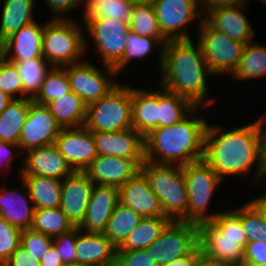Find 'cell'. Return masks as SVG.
I'll return each instance as SVG.
<instances>
[{"instance_id":"1","label":"cell","mask_w":266,"mask_h":266,"mask_svg":"<svg viewBox=\"0 0 266 266\" xmlns=\"http://www.w3.org/2000/svg\"><path fill=\"white\" fill-rule=\"evenodd\" d=\"M223 129L208 122L205 132L204 161L224 181L226 177H250L251 188L262 186L266 164L262 156L261 137L255 122ZM255 166V167H254Z\"/></svg>"},{"instance_id":"2","label":"cell","mask_w":266,"mask_h":266,"mask_svg":"<svg viewBox=\"0 0 266 266\" xmlns=\"http://www.w3.org/2000/svg\"><path fill=\"white\" fill-rule=\"evenodd\" d=\"M194 40H170L164 45L159 86L189 99L195 106L209 108L216 99L209 95L207 78L214 75Z\"/></svg>"},{"instance_id":"3","label":"cell","mask_w":266,"mask_h":266,"mask_svg":"<svg viewBox=\"0 0 266 266\" xmlns=\"http://www.w3.org/2000/svg\"><path fill=\"white\" fill-rule=\"evenodd\" d=\"M206 107L196 106L174 125L157 127L144 137L145 160L157 164L184 166L204 160ZM200 111V112H199ZM201 115V116H200Z\"/></svg>"},{"instance_id":"4","label":"cell","mask_w":266,"mask_h":266,"mask_svg":"<svg viewBox=\"0 0 266 266\" xmlns=\"http://www.w3.org/2000/svg\"><path fill=\"white\" fill-rule=\"evenodd\" d=\"M71 19L44 21L43 57L53 67H65L85 60L84 25Z\"/></svg>"},{"instance_id":"5","label":"cell","mask_w":266,"mask_h":266,"mask_svg":"<svg viewBox=\"0 0 266 266\" xmlns=\"http://www.w3.org/2000/svg\"><path fill=\"white\" fill-rule=\"evenodd\" d=\"M140 171L158 196L164 215L173 221L186 222L188 197L182 166L145 160Z\"/></svg>"},{"instance_id":"6","label":"cell","mask_w":266,"mask_h":266,"mask_svg":"<svg viewBox=\"0 0 266 266\" xmlns=\"http://www.w3.org/2000/svg\"><path fill=\"white\" fill-rule=\"evenodd\" d=\"M182 171L188 197L186 222L199 225L211 221L221 212L220 210L211 211L210 204L224 181L204 160L184 165Z\"/></svg>"},{"instance_id":"7","label":"cell","mask_w":266,"mask_h":266,"mask_svg":"<svg viewBox=\"0 0 266 266\" xmlns=\"http://www.w3.org/2000/svg\"><path fill=\"white\" fill-rule=\"evenodd\" d=\"M90 131H123L132 126V85L120 82L101 99L87 105L84 125Z\"/></svg>"},{"instance_id":"8","label":"cell","mask_w":266,"mask_h":266,"mask_svg":"<svg viewBox=\"0 0 266 266\" xmlns=\"http://www.w3.org/2000/svg\"><path fill=\"white\" fill-rule=\"evenodd\" d=\"M83 25L86 54L89 52V47L94 46L93 50L101 59V64L114 67L125 52L130 31L129 24L112 18H89ZM88 38L94 45H90L92 43Z\"/></svg>"},{"instance_id":"9","label":"cell","mask_w":266,"mask_h":266,"mask_svg":"<svg viewBox=\"0 0 266 266\" xmlns=\"http://www.w3.org/2000/svg\"><path fill=\"white\" fill-rule=\"evenodd\" d=\"M196 32V42L215 78L221 75L231 77L239 65L246 44L212 29L204 20Z\"/></svg>"},{"instance_id":"10","label":"cell","mask_w":266,"mask_h":266,"mask_svg":"<svg viewBox=\"0 0 266 266\" xmlns=\"http://www.w3.org/2000/svg\"><path fill=\"white\" fill-rule=\"evenodd\" d=\"M152 5L161 33L168 41L193 39L191 23L197 22L199 28L204 19L200 0H155Z\"/></svg>"},{"instance_id":"11","label":"cell","mask_w":266,"mask_h":266,"mask_svg":"<svg viewBox=\"0 0 266 266\" xmlns=\"http://www.w3.org/2000/svg\"><path fill=\"white\" fill-rule=\"evenodd\" d=\"M100 67L87 60L66 66L71 91L87 105L101 99L120 83L113 67L103 64Z\"/></svg>"},{"instance_id":"12","label":"cell","mask_w":266,"mask_h":266,"mask_svg":"<svg viewBox=\"0 0 266 266\" xmlns=\"http://www.w3.org/2000/svg\"><path fill=\"white\" fill-rule=\"evenodd\" d=\"M198 225L171 221L146 250L159 266L190 254L198 246Z\"/></svg>"},{"instance_id":"13","label":"cell","mask_w":266,"mask_h":266,"mask_svg":"<svg viewBox=\"0 0 266 266\" xmlns=\"http://www.w3.org/2000/svg\"><path fill=\"white\" fill-rule=\"evenodd\" d=\"M62 129L47 105L29 99V113L19 139L21 153L54 144Z\"/></svg>"},{"instance_id":"14","label":"cell","mask_w":266,"mask_h":266,"mask_svg":"<svg viewBox=\"0 0 266 266\" xmlns=\"http://www.w3.org/2000/svg\"><path fill=\"white\" fill-rule=\"evenodd\" d=\"M246 243L247 239L222 238L210 222L198 225V244L202 256L224 266H237L243 262Z\"/></svg>"},{"instance_id":"15","label":"cell","mask_w":266,"mask_h":266,"mask_svg":"<svg viewBox=\"0 0 266 266\" xmlns=\"http://www.w3.org/2000/svg\"><path fill=\"white\" fill-rule=\"evenodd\" d=\"M54 145L74 171H85L98 156L92 132L85 126L63 128Z\"/></svg>"},{"instance_id":"16","label":"cell","mask_w":266,"mask_h":266,"mask_svg":"<svg viewBox=\"0 0 266 266\" xmlns=\"http://www.w3.org/2000/svg\"><path fill=\"white\" fill-rule=\"evenodd\" d=\"M23 155L18 177L45 176L63 180L74 172L54 144L30 149Z\"/></svg>"},{"instance_id":"17","label":"cell","mask_w":266,"mask_h":266,"mask_svg":"<svg viewBox=\"0 0 266 266\" xmlns=\"http://www.w3.org/2000/svg\"><path fill=\"white\" fill-rule=\"evenodd\" d=\"M144 161L145 159H126L98 155L84 172L94 185L120 188L140 171Z\"/></svg>"},{"instance_id":"18","label":"cell","mask_w":266,"mask_h":266,"mask_svg":"<svg viewBox=\"0 0 266 266\" xmlns=\"http://www.w3.org/2000/svg\"><path fill=\"white\" fill-rule=\"evenodd\" d=\"M97 155L145 159L144 137L134 128L123 131H91Z\"/></svg>"},{"instance_id":"19","label":"cell","mask_w":266,"mask_h":266,"mask_svg":"<svg viewBox=\"0 0 266 266\" xmlns=\"http://www.w3.org/2000/svg\"><path fill=\"white\" fill-rule=\"evenodd\" d=\"M248 5L250 4L206 9L203 11V20L212 29L223 32L233 40L247 44L256 36L252 24L244 13Z\"/></svg>"},{"instance_id":"20","label":"cell","mask_w":266,"mask_h":266,"mask_svg":"<svg viewBox=\"0 0 266 266\" xmlns=\"http://www.w3.org/2000/svg\"><path fill=\"white\" fill-rule=\"evenodd\" d=\"M94 183L84 171H74L62 180L60 209L75 227L84 220Z\"/></svg>"},{"instance_id":"21","label":"cell","mask_w":266,"mask_h":266,"mask_svg":"<svg viewBox=\"0 0 266 266\" xmlns=\"http://www.w3.org/2000/svg\"><path fill=\"white\" fill-rule=\"evenodd\" d=\"M119 202V188L94 185L84 220L78 228L87 233H104L108 220Z\"/></svg>"},{"instance_id":"22","label":"cell","mask_w":266,"mask_h":266,"mask_svg":"<svg viewBox=\"0 0 266 266\" xmlns=\"http://www.w3.org/2000/svg\"><path fill=\"white\" fill-rule=\"evenodd\" d=\"M17 178L22 188L10 189L5 186L6 183L0 185V217L12 226L26 230L32 227L35 207L26 184L20 177Z\"/></svg>"},{"instance_id":"23","label":"cell","mask_w":266,"mask_h":266,"mask_svg":"<svg viewBox=\"0 0 266 266\" xmlns=\"http://www.w3.org/2000/svg\"><path fill=\"white\" fill-rule=\"evenodd\" d=\"M42 24V25H41ZM37 20L23 26L2 42V56L7 61H27L43 57L44 23Z\"/></svg>"},{"instance_id":"24","label":"cell","mask_w":266,"mask_h":266,"mask_svg":"<svg viewBox=\"0 0 266 266\" xmlns=\"http://www.w3.org/2000/svg\"><path fill=\"white\" fill-rule=\"evenodd\" d=\"M119 199L120 203L130 207L142 218L165 216L158 196L141 171L119 188Z\"/></svg>"},{"instance_id":"25","label":"cell","mask_w":266,"mask_h":266,"mask_svg":"<svg viewBox=\"0 0 266 266\" xmlns=\"http://www.w3.org/2000/svg\"><path fill=\"white\" fill-rule=\"evenodd\" d=\"M117 247L103 233H87L76 227V263L82 266H114Z\"/></svg>"},{"instance_id":"26","label":"cell","mask_w":266,"mask_h":266,"mask_svg":"<svg viewBox=\"0 0 266 266\" xmlns=\"http://www.w3.org/2000/svg\"><path fill=\"white\" fill-rule=\"evenodd\" d=\"M132 126L143 137L158 127V90L132 86Z\"/></svg>"},{"instance_id":"27","label":"cell","mask_w":266,"mask_h":266,"mask_svg":"<svg viewBox=\"0 0 266 266\" xmlns=\"http://www.w3.org/2000/svg\"><path fill=\"white\" fill-rule=\"evenodd\" d=\"M3 5L0 15V40L3 42L23 26L36 20V0H0Z\"/></svg>"},{"instance_id":"28","label":"cell","mask_w":266,"mask_h":266,"mask_svg":"<svg viewBox=\"0 0 266 266\" xmlns=\"http://www.w3.org/2000/svg\"><path fill=\"white\" fill-rule=\"evenodd\" d=\"M20 178L28 188L35 209L60 207L62 180L45 176H20Z\"/></svg>"},{"instance_id":"29","label":"cell","mask_w":266,"mask_h":266,"mask_svg":"<svg viewBox=\"0 0 266 266\" xmlns=\"http://www.w3.org/2000/svg\"><path fill=\"white\" fill-rule=\"evenodd\" d=\"M171 221L168 216L142 218L139 224L117 248V252L146 249L161 235Z\"/></svg>"},{"instance_id":"30","label":"cell","mask_w":266,"mask_h":266,"mask_svg":"<svg viewBox=\"0 0 266 266\" xmlns=\"http://www.w3.org/2000/svg\"><path fill=\"white\" fill-rule=\"evenodd\" d=\"M47 107L62 128H77L85 125L87 104L73 91L50 102Z\"/></svg>"},{"instance_id":"31","label":"cell","mask_w":266,"mask_h":266,"mask_svg":"<svg viewBox=\"0 0 266 266\" xmlns=\"http://www.w3.org/2000/svg\"><path fill=\"white\" fill-rule=\"evenodd\" d=\"M266 77V46L253 41L248 42L243 50L242 57L232 80H258Z\"/></svg>"},{"instance_id":"32","label":"cell","mask_w":266,"mask_h":266,"mask_svg":"<svg viewBox=\"0 0 266 266\" xmlns=\"http://www.w3.org/2000/svg\"><path fill=\"white\" fill-rule=\"evenodd\" d=\"M158 49H157V48ZM163 45L155 38V37H143L139 36L131 30L128 33L127 46L125 52L123 54L122 59L113 67L116 70V73L120 75L122 71L126 69L133 60H147L149 55L153 56V50L157 49L159 56L158 59V67L161 68L162 65V55H163ZM130 63V64H129Z\"/></svg>"},{"instance_id":"33","label":"cell","mask_w":266,"mask_h":266,"mask_svg":"<svg viewBox=\"0 0 266 266\" xmlns=\"http://www.w3.org/2000/svg\"><path fill=\"white\" fill-rule=\"evenodd\" d=\"M29 113V99H13L0 114V140L19 145L20 133Z\"/></svg>"},{"instance_id":"34","label":"cell","mask_w":266,"mask_h":266,"mask_svg":"<svg viewBox=\"0 0 266 266\" xmlns=\"http://www.w3.org/2000/svg\"><path fill=\"white\" fill-rule=\"evenodd\" d=\"M158 127L176 124L184 119L196 106L187 98L158 88Z\"/></svg>"},{"instance_id":"35","label":"cell","mask_w":266,"mask_h":266,"mask_svg":"<svg viewBox=\"0 0 266 266\" xmlns=\"http://www.w3.org/2000/svg\"><path fill=\"white\" fill-rule=\"evenodd\" d=\"M12 62L22 79L23 98L33 100L40 91L41 85L52 65L45 58H32L27 61Z\"/></svg>"},{"instance_id":"36","label":"cell","mask_w":266,"mask_h":266,"mask_svg":"<svg viewBox=\"0 0 266 266\" xmlns=\"http://www.w3.org/2000/svg\"><path fill=\"white\" fill-rule=\"evenodd\" d=\"M131 0H83L82 23L89 18H112L130 24Z\"/></svg>"},{"instance_id":"37","label":"cell","mask_w":266,"mask_h":266,"mask_svg":"<svg viewBox=\"0 0 266 266\" xmlns=\"http://www.w3.org/2000/svg\"><path fill=\"white\" fill-rule=\"evenodd\" d=\"M141 219L142 217L138 213L119 202L112 212L103 234L118 248Z\"/></svg>"},{"instance_id":"38","label":"cell","mask_w":266,"mask_h":266,"mask_svg":"<svg viewBox=\"0 0 266 266\" xmlns=\"http://www.w3.org/2000/svg\"><path fill=\"white\" fill-rule=\"evenodd\" d=\"M129 26L139 36L155 37L163 46L168 42L161 33L152 4H133Z\"/></svg>"},{"instance_id":"39","label":"cell","mask_w":266,"mask_h":266,"mask_svg":"<svg viewBox=\"0 0 266 266\" xmlns=\"http://www.w3.org/2000/svg\"><path fill=\"white\" fill-rule=\"evenodd\" d=\"M31 228L54 238L71 231L75 226L62 210L57 207L53 209H35L34 221Z\"/></svg>"},{"instance_id":"40","label":"cell","mask_w":266,"mask_h":266,"mask_svg":"<svg viewBox=\"0 0 266 266\" xmlns=\"http://www.w3.org/2000/svg\"><path fill=\"white\" fill-rule=\"evenodd\" d=\"M71 91L69 78L65 67H52L43 81L34 102L48 105Z\"/></svg>"},{"instance_id":"41","label":"cell","mask_w":266,"mask_h":266,"mask_svg":"<svg viewBox=\"0 0 266 266\" xmlns=\"http://www.w3.org/2000/svg\"><path fill=\"white\" fill-rule=\"evenodd\" d=\"M222 235V238L247 239L241 223V206L221 211L209 221Z\"/></svg>"},{"instance_id":"42","label":"cell","mask_w":266,"mask_h":266,"mask_svg":"<svg viewBox=\"0 0 266 266\" xmlns=\"http://www.w3.org/2000/svg\"><path fill=\"white\" fill-rule=\"evenodd\" d=\"M241 223L247 242H266V221L248 202L241 206Z\"/></svg>"},{"instance_id":"43","label":"cell","mask_w":266,"mask_h":266,"mask_svg":"<svg viewBox=\"0 0 266 266\" xmlns=\"http://www.w3.org/2000/svg\"><path fill=\"white\" fill-rule=\"evenodd\" d=\"M0 91L12 99L23 98L22 79L15 65L0 55Z\"/></svg>"},{"instance_id":"44","label":"cell","mask_w":266,"mask_h":266,"mask_svg":"<svg viewBox=\"0 0 266 266\" xmlns=\"http://www.w3.org/2000/svg\"><path fill=\"white\" fill-rule=\"evenodd\" d=\"M22 230L9 224L0 217V266L12 255L21 244Z\"/></svg>"},{"instance_id":"45","label":"cell","mask_w":266,"mask_h":266,"mask_svg":"<svg viewBox=\"0 0 266 266\" xmlns=\"http://www.w3.org/2000/svg\"><path fill=\"white\" fill-rule=\"evenodd\" d=\"M53 243V238L32 228L22 230L21 246L41 261L42 255Z\"/></svg>"},{"instance_id":"46","label":"cell","mask_w":266,"mask_h":266,"mask_svg":"<svg viewBox=\"0 0 266 266\" xmlns=\"http://www.w3.org/2000/svg\"><path fill=\"white\" fill-rule=\"evenodd\" d=\"M53 244L64 265L76 263V227L67 233L54 237Z\"/></svg>"},{"instance_id":"47","label":"cell","mask_w":266,"mask_h":266,"mask_svg":"<svg viewBox=\"0 0 266 266\" xmlns=\"http://www.w3.org/2000/svg\"><path fill=\"white\" fill-rule=\"evenodd\" d=\"M114 266H159L146 249L116 252Z\"/></svg>"},{"instance_id":"48","label":"cell","mask_w":266,"mask_h":266,"mask_svg":"<svg viewBox=\"0 0 266 266\" xmlns=\"http://www.w3.org/2000/svg\"><path fill=\"white\" fill-rule=\"evenodd\" d=\"M43 2L52 14L51 19H71L68 14L76 7H83V0H44Z\"/></svg>"},{"instance_id":"49","label":"cell","mask_w":266,"mask_h":266,"mask_svg":"<svg viewBox=\"0 0 266 266\" xmlns=\"http://www.w3.org/2000/svg\"><path fill=\"white\" fill-rule=\"evenodd\" d=\"M19 151V153H18ZM19 145H15L9 142H2L0 140V173L3 174V177L11 171H13L15 168L12 166L13 160L16 162L15 158L19 155H22ZM4 169V170H3ZM3 171V172H2ZM5 171V172H4Z\"/></svg>"},{"instance_id":"50","label":"cell","mask_w":266,"mask_h":266,"mask_svg":"<svg viewBox=\"0 0 266 266\" xmlns=\"http://www.w3.org/2000/svg\"><path fill=\"white\" fill-rule=\"evenodd\" d=\"M243 262L256 266L266 263V242H247L244 248Z\"/></svg>"},{"instance_id":"51","label":"cell","mask_w":266,"mask_h":266,"mask_svg":"<svg viewBox=\"0 0 266 266\" xmlns=\"http://www.w3.org/2000/svg\"><path fill=\"white\" fill-rule=\"evenodd\" d=\"M2 266H41L37 257L19 245Z\"/></svg>"},{"instance_id":"52","label":"cell","mask_w":266,"mask_h":266,"mask_svg":"<svg viewBox=\"0 0 266 266\" xmlns=\"http://www.w3.org/2000/svg\"><path fill=\"white\" fill-rule=\"evenodd\" d=\"M249 0H200L202 10L248 4Z\"/></svg>"},{"instance_id":"53","label":"cell","mask_w":266,"mask_h":266,"mask_svg":"<svg viewBox=\"0 0 266 266\" xmlns=\"http://www.w3.org/2000/svg\"><path fill=\"white\" fill-rule=\"evenodd\" d=\"M40 264L41 266H64V263L58 255V251L53 243L42 255Z\"/></svg>"},{"instance_id":"54","label":"cell","mask_w":266,"mask_h":266,"mask_svg":"<svg viewBox=\"0 0 266 266\" xmlns=\"http://www.w3.org/2000/svg\"><path fill=\"white\" fill-rule=\"evenodd\" d=\"M202 256L199 245L188 255L175 259L164 266H196L198 259Z\"/></svg>"},{"instance_id":"55","label":"cell","mask_w":266,"mask_h":266,"mask_svg":"<svg viewBox=\"0 0 266 266\" xmlns=\"http://www.w3.org/2000/svg\"><path fill=\"white\" fill-rule=\"evenodd\" d=\"M261 137L262 156L266 164V110L255 120Z\"/></svg>"},{"instance_id":"56","label":"cell","mask_w":266,"mask_h":266,"mask_svg":"<svg viewBox=\"0 0 266 266\" xmlns=\"http://www.w3.org/2000/svg\"><path fill=\"white\" fill-rule=\"evenodd\" d=\"M266 189V188H265ZM266 191V190H265ZM262 217L263 220L266 221V193L263 195H257L254 199L247 201Z\"/></svg>"},{"instance_id":"57","label":"cell","mask_w":266,"mask_h":266,"mask_svg":"<svg viewBox=\"0 0 266 266\" xmlns=\"http://www.w3.org/2000/svg\"><path fill=\"white\" fill-rule=\"evenodd\" d=\"M11 100L13 99L9 95L0 91V114L5 110Z\"/></svg>"},{"instance_id":"58","label":"cell","mask_w":266,"mask_h":266,"mask_svg":"<svg viewBox=\"0 0 266 266\" xmlns=\"http://www.w3.org/2000/svg\"><path fill=\"white\" fill-rule=\"evenodd\" d=\"M196 266H224L217 261H212L204 256H201L196 263Z\"/></svg>"},{"instance_id":"59","label":"cell","mask_w":266,"mask_h":266,"mask_svg":"<svg viewBox=\"0 0 266 266\" xmlns=\"http://www.w3.org/2000/svg\"><path fill=\"white\" fill-rule=\"evenodd\" d=\"M134 4H152L155 0H131Z\"/></svg>"},{"instance_id":"60","label":"cell","mask_w":266,"mask_h":266,"mask_svg":"<svg viewBox=\"0 0 266 266\" xmlns=\"http://www.w3.org/2000/svg\"><path fill=\"white\" fill-rule=\"evenodd\" d=\"M237 266H253V265L247 264V263H245V262H241V263L238 264Z\"/></svg>"},{"instance_id":"61","label":"cell","mask_w":266,"mask_h":266,"mask_svg":"<svg viewBox=\"0 0 266 266\" xmlns=\"http://www.w3.org/2000/svg\"><path fill=\"white\" fill-rule=\"evenodd\" d=\"M64 266H82V265H79V264L75 263V264H66Z\"/></svg>"},{"instance_id":"62","label":"cell","mask_w":266,"mask_h":266,"mask_svg":"<svg viewBox=\"0 0 266 266\" xmlns=\"http://www.w3.org/2000/svg\"><path fill=\"white\" fill-rule=\"evenodd\" d=\"M2 54V41L0 40V55Z\"/></svg>"},{"instance_id":"63","label":"cell","mask_w":266,"mask_h":266,"mask_svg":"<svg viewBox=\"0 0 266 266\" xmlns=\"http://www.w3.org/2000/svg\"><path fill=\"white\" fill-rule=\"evenodd\" d=\"M263 183H266V171H265V177H264V180H263ZM262 185H266V184H262ZM266 188V187H265Z\"/></svg>"},{"instance_id":"64","label":"cell","mask_w":266,"mask_h":266,"mask_svg":"<svg viewBox=\"0 0 266 266\" xmlns=\"http://www.w3.org/2000/svg\"><path fill=\"white\" fill-rule=\"evenodd\" d=\"M258 1H260V2H261V4H264V5H266V0H258Z\"/></svg>"},{"instance_id":"65","label":"cell","mask_w":266,"mask_h":266,"mask_svg":"<svg viewBox=\"0 0 266 266\" xmlns=\"http://www.w3.org/2000/svg\"><path fill=\"white\" fill-rule=\"evenodd\" d=\"M256 266H266V263L265 264H261V265H256Z\"/></svg>"}]
</instances>
